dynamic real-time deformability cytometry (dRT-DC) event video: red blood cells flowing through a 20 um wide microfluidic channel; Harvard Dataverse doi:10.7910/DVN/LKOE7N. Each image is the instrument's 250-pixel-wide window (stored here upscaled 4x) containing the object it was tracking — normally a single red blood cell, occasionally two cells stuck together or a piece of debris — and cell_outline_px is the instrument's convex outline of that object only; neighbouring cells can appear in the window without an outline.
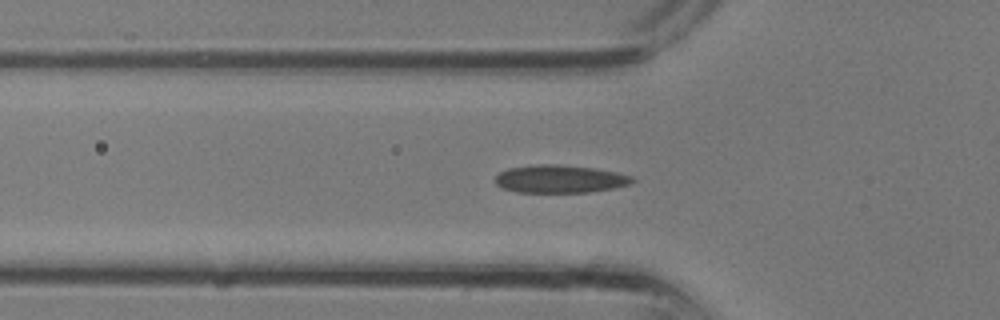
{"species": "common noctule bat (a hibernating species)", "species_latin": "Nyctalus noctula", "temperature_condition": "room temperature", "stored_images_in_passage": 11, "camera_frame_rate_fps": 3000, "um_per_image_px": 0.085, "animal": {"sex": "male", "body_mass_g": 13.3}, "frame": {"image": 1, "passage_image": 10, "time_ms": 3.0, "image_size_px": [1000, 320], "cell_outline_px": [[636, 180], [628, 184], [616, 188], [588, 192], [516, 192], [500, 188], [496, 184], [496, 176], [500, 172], [508, 168], [536, 164], [556, 164], [596, 168], [616, 172], [632, 176]], "centroid_in_image_um": [47.59, 15.21], "position_along_channel_um": 78.2, "area_um2": 22.37}}